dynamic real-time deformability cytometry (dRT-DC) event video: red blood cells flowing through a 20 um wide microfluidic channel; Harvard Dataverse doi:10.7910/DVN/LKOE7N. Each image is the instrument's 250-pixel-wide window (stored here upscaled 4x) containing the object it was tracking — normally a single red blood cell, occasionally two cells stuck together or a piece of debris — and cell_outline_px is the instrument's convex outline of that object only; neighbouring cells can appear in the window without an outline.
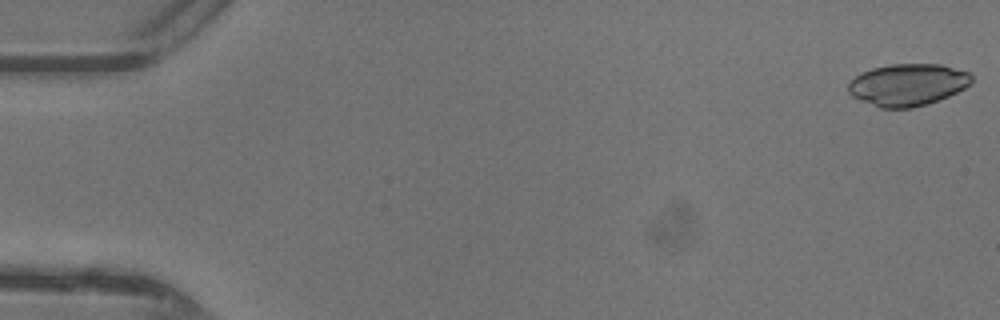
{"species": "common noctule bat (a hibernating species)", "species_latin": "Nyctalus noctula", "temperature_condition": "warm", "stored_images_in_passage": 11, "camera_frame_rate_fps": 3000, "um_per_image_px": 0.085, "animal": {"sex": "female"}, "frame": {"image": 1, "passage_image": 1, "time_ms": 0.0, "image_size_px": [1000, 320], "cell_outline_px": [[972, 80], [964, 88], [948, 96], [928, 104], [912, 108], [880, 108], [860, 100], [852, 96], [848, 92], [848, 84], [856, 76], [872, 68], [892, 64], [940, 64], [968, 72], [972, 76]], "centroid_in_image_um": [77.14, 7.21], "position_along_channel_um": 7.9, "area_um2": 30.0}}